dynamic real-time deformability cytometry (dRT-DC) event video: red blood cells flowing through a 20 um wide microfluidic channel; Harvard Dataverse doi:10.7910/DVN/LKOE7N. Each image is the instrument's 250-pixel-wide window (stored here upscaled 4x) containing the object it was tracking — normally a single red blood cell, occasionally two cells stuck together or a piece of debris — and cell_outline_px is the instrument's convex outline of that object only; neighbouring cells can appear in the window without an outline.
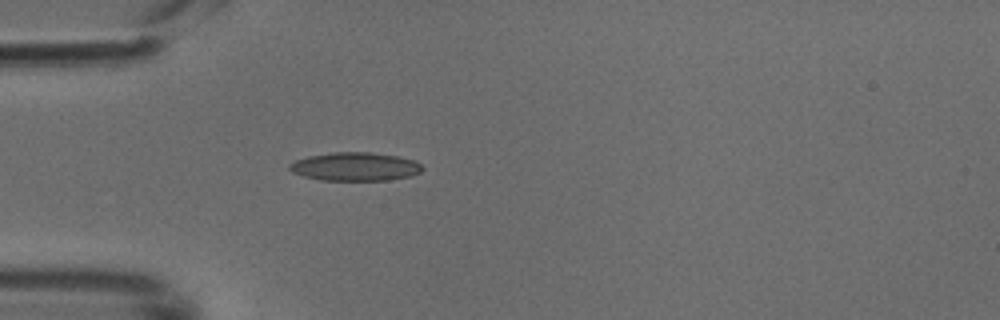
{"species": "common noctule bat (a hibernating species)", "species_latin": "Nyctalus noctula", "temperature_condition": "cold", "stored_images_in_passage": 39, "camera_frame_rate_fps": 3000, "um_per_image_px": 0.085, "animal": {"sex": "male", "body_mass_g": 18.8}, "frame": {"image": 1, "passage_image": 4, "time_ms": 1.0, "image_size_px": [1000, 320], "cell_outline_px": [[424, 168], [420, 172], [412, 176], [388, 180], [320, 180], [304, 176], [292, 172], [288, 168], [288, 164], [296, 160], [308, 156], [336, 152], [372, 152], [396, 156], [416, 160]], "centroid_in_image_um": [30.2, 14.16], "position_along_channel_um": 54.8, "area_um2": 22.08}}
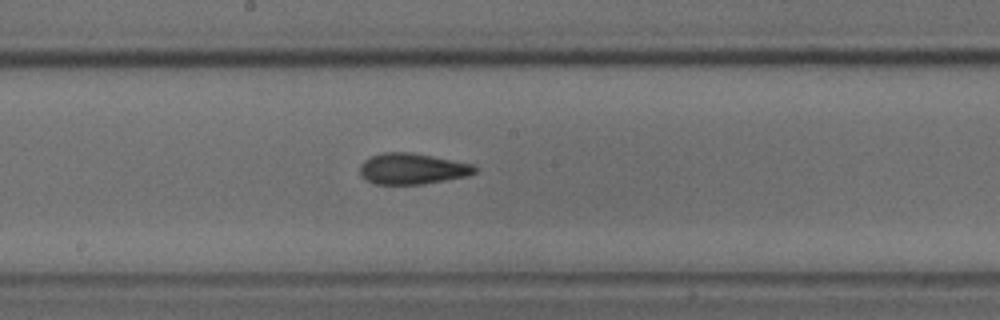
{"frame": {"image": 2, "passage_image": 16, "time_ms": 5.0, "image_size_px": [1000, 320], "cell_outline_px": [[480, 168], [476, 172], [468, 176], [424, 184], [376, 184], [364, 180], [360, 176], [360, 164], [368, 156], [380, 152], [412, 152], [472, 164]], "centroid_in_image_um": [35.01, 14.34], "position_along_channel_um": 213.2, "area_um2": 21.1}}
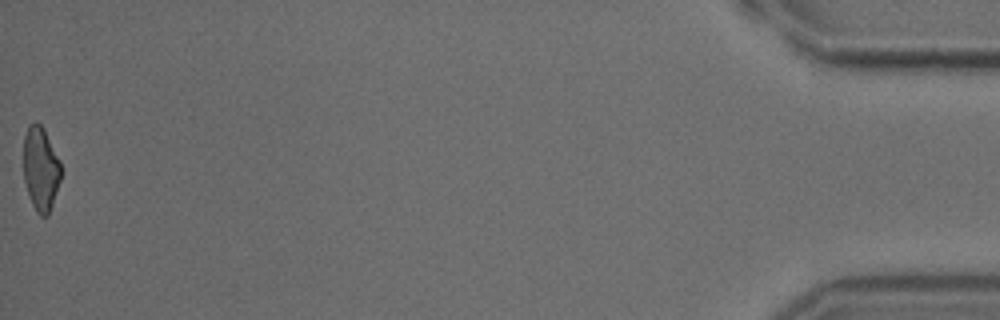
{"frame": {"image": 3, "passage_image": 39, "time_ms": 12.667, "image_size_px": [1000, 320], "cell_outline_px": [[60, 180], [48, 216], [40, 216], [36, 212], [28, 196], [24, 180], [24, 136], [28, 124], [36, 120], [44, 128], [60, 160]], "centroid_in_image_um": [3.44, 14.32], "position_along_channel_um": 431.8, "area_um2": 18.44}}